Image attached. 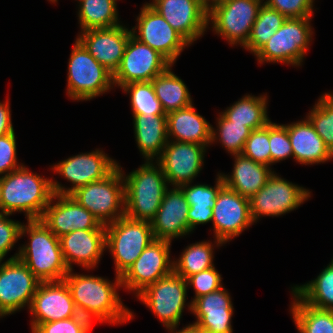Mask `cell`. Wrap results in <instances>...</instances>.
I'll list each match as a JSON object with an SVG mask.
<instances>
[{
    "instance_id": "ee69618b",
    "label": "cell",
    "mask_w": 333,
    "mask_h": 333,
    "mask_svg": "<svg viewBox=\"0 0 333 333\" xmlns=\"http://www.w3.org/2000/svg\"><path fill=\"white\" fill-rule=\"evenodd\" d=\"M313 2V0H266L264 4L291 19L311 18Z\"/></svg>"
},
{
    "instance_id": "9c48e42d",
    "label": "cell",
    "mask_w": 333,
    "mask_h": 333,
    "mask_svg": "<svg viewBox=\"0 0 333 333\" xmlns=\"http://www.w3.org/2000/svg\"><path fill=\"white\" fill-rule=\"evenodd\" d=\"M311 18L286 19L275 34L254 54L260 63L300 65L312 38Z\"/></svg>"
},
{
    "instance_id": "7dc6e473",
    "label": "cell",
    "mask_w": 333,
    "mask_h": 333,
    "mask_svg": "<svg viewBox=\"0 0 333 333\" xmlns=\"http://www.w3.org/2000/svg\"><path fill=\"white\" fill-rule=\"evenodd\" d=\"M16 159L15 132L0 136V174L6 175L22 167Z\"/></svg>"
},
{
    "instance_id": "5b68a950",
    "label": "cell",
    "mask_w": 333,
    "mask_h": 333,
    "mask_svg": "<svg viewBox=\"0 0 333 333\" xmlns=\"http://www.w3.org/2000/svg\"><path fill=\"white\" fill-rule=\"evenodd\" d=\"M123 175L118 165L104 179L82 186L70 195L92 213L101 224L115 222L125 215Z\"/></svg>"
},
{
    "instance_id": "7402d4cb",
    "label": "cell",
    "mask_w": 333,
    "mask_h": 333,
    "mask_svg": "<svg viewBox=\"0 0 333 333\" xmlns=\"http://www.w3.org/2000/svg\"><path fill=\"white\" fill-rule=\"evenodd\" d=\"M81 33L77 39L101 65L114 74L123 58L131 30L117 25Z\"/></svg>"
},
{
    "instance_id": "30bf717a",
    "label": "cell",
    "mask_w": 333,
    "mask_h": 333,
    "mask_svg": "<svg viewBox=\"0 0 333 333\" xmlns=\"http://www.w3.org/2000/svg\"><path fill=\"white\" fill-rule=\"evenodd\" d=\"M187 282L174 271L136 295L169 329L179 325L186 302Z\"/></svg>"
},
{
    "instance_id": "d6a6232c",
    "label": "cell",
    "mask_w": 333,
    "mask_h": 333,
    "mask_svg": "<svg viewBox=\"0 0 333 333\" xmlns=\"http://www.w3.org/2000/svg\"><path fill=\"white\" fill-rule=\"evenodd\" d=\"M292 291L306 304L323 310H333V259L318 277Z\"/></svg>"
},
{
    "instance_id": "1f68e13d",
    "label": "cell",
    "mask_w": 333,
    "mask_h": 333,
    "mask_svg": "<svg viewBox=\"0 0 333 333\" xmlns=\"http://www.w3.org/2000/svg\"><path fill=\"white\" fill-rule=\"evenodd\" d=\"M267 97L246 95L222 114L231 122L244 124L251 131L270 122L267 116Z\"/></svg>"
},
{
    "instance_id": "cb8c5ba5",
    "label": "cell",
    "mask_w": 333,
    "mask_h": 333,
    "mask_svg": "<svg viewBox=\"0 0 333 333\" xmlns=\"http://www.w3.org/2000/svg\"><path fill=\"white\" fill-rule=\"evenodd\" d=\"M197 317L194 323L204 333H232L233 306L229 293L222 287L198 297L188 305Z\"/></svg>"
},
{
    "instance_id": "74e56055",
    "label": "cell",
    "mask_w": 333,
    "mask_h": 333,
    "mask_svg": "<svg viewBox=\"0 0 333 333\" xmlns=\"http://www.w3.org/2000/svg\"><path fill=\"white\" fill-rule=\"evenodd\" d=\"M121 88L131 94L133 115H166L156 97L152 81L125 84Z\"/></svg>"
},
{
    "instance_id": "b9f144b4",
    "label": "cell",
    "mask_w": 333,
    "mask_h": 333,
    "mask_svg": "<svg viewBox=\"0 0 333 333\" xmlns=\"http://www.w3.org/2000/svg\"><path fill=\"white\" fill-rule=\"evenodd\" d=\"M271 164L293 157V150L286 125L269 122Z\"/></svg>"
},
{
    "instance_id": "ba28073f",
    "label": "cell",
    "mask_w": 333,
    "mask_h": 333,
    "mask_svg": "<svg viewBox=\"0 0 333 333\" xmlns=\"http://www.w3.org/2000/svg\"><path fill=\"white\" fill-rule=\"evenodd\" d=\"M264 0H217L208 6V21L231 45L244 47ZM262 3V4H261Z\"/></svg>"
},
{
    "instance_id": "8fae6325",
    "label": "cell",
    "mask_w": 333,
    "mask_h": 333,
    "mask_svg": "<svg viewBox=\"0 0 333 333\" xmlns=\"http://www.w3.org/2000/svg\"><path fill=\"white\" fill-rule=\"evenodd\" d=\"M172 65L158 51L130 35L120 65L113 74L114 85L152 81Z\"/></svg>"
},
{
    "instance_id": "836d02e7",
    "label": "cell",
    "mask_w": 333,
    "mask_h": 333,
    "mask_svg": "<svg viewBox=\"0 0 333 333\" xmlns=\"http://www.w3.org/2000/svg\"><path fill=\"white\" fill-rule=\"evenodd\" d=\"M291 312L300 333H333V310L314 308L293 292Z\"/></svg>"
},
{
    "instance_id": "d590c367",
    "label": "cell",
    "mask_w": 333,
    "mask_h": 333,
    "mask_svg": "<svg viewBox=\"0 0 333 333\" xmlns=\"http://www.w3.org/2000/svg\"><path fill=\"white\" fill-rule=\"evenodd\" d=\"M211 244L202 241L187 246L179 260L173 262V271L186 280L194 274L213 267V245Z\"/></svg>"
},
{
    "instance_id": "7bdbcfd3",
    "label": "cell",
    "mask_w": 333,
    "mask_h": 333,
    "mask_svg": "<svg viewBox=\"0 0 333 333\" xmlns=\"http://www.w3.org/2000/svg\"><path fill=\"white\" fill-rule=\"evenodd\" d=\"M92 322L82 315L41 323L32 333H88Z\"/></svg>"
},
{
    "instance_id": "9a60e30c",
    "label": "cell",
    "mask_w": 333,
    "mask_h": 333,
    "mask_svg": "<svg viewBox=\"0 0 333 333\" xmlns=\"http://www.w3.org/2000/svg\"><path fill=\"white\" fill-rule=\"evenodd\" d=\"M170 243L165 240H153L121 276L122 287L136 290L138 295L158 279L171 274L173 262L169 260Z\"/></svg>"
},
{
    "instance_id": "d4e9b609",
    "label": "cell",
    "mask_w": 333,
    "mask_h": 333,
    "mask_svg": "<svg viewBox=\"0 0 333 333\" xmlns=\"http://www.w3.org/2000/svg\"><path fill=\"white\" fill-rule=\"evenodd\" d=\"M60 247L69 270L72 262L93 268L105 247V229L74 230L59 237Z\"/></svg>"
},
{
    "instance_id": "6da1fadb",
    "label": "cell",
    "mask_w": 333,
    "mask_h": 333,
    "mask_svg": "<svg viewBox=\"0 0 333 333\" xmlns=\"http://www.w3.org/2000/svg\"><path fill=\"white\" fill-rule=\"evenodd\" d=\"M115 279L112 284L107 279L73 274L70 270L63 280L69 287L79 315L91 322L95 318L100 322L116 324L129 321L133 315L122 304L116 291V287L122 286L121 276L116 275Z\"/></svg>"
},
{
    "instance_id": "4316f807",
    "label": "cell",
    "mask_w": 333,
    "mask_h": 333,
    "mask_svg": "<svg viewBox=\"0 0 333 333\" xmlns=\"http://www.w3.org/2000/svg\"><path fill=\"white\" fill-rule=\"evenodd\" d=\"M293 158L301 164L323 163L333 158V153L308 119L286 125Z\"/></svg>"
},
{
    "instance_id": "f907efd6",
    "label": "cell",
    "mask_w": 333,
    "mask_h": 333,
    "mask_svg": "<svg viewBox=\"0 0 333 333\" xmlns=\"http://www.w3.org/2000/svg\"><path fill=\"white\" fill-rule=\"evenodd\" d=\"M214 1H217V0H204V2L209 6L210 5V2H214Z\"/></svg>"
},
{
    "instance_id": "f6af8a7d",
    "label": "cell",
    "mask_w": 333,
    "mask_h": 333,
    "mask_svg": "<svg viewBox=\"0 0 333 333\" xmlns=\"http://www.w3.org/2000/svg\"><path fill=\"white\" fill-rule=\"evenodd\" d=\"M221 275L215 267L203 270L186 279L187 285H192L195 289V298L207 295L222 288Z\"/></svg>"
},
{
    "instance_id": "7a4b0ae2",
    "label": "cell",
    "mask_w": 333,
    "mask_h": 333,
    "mask_svg": "<svg viewBox=\"0 0 333 333\" xmlns=\"http://www.w3.org/2000/svg\"><path fill=\"white\" fill-rule=\"evenodd\" d=\"M53 196L52 180L25 166L0 177V213L26 212L27 220L41 219Z\"/></svg>"
},
{
    "instance_id": "5bb4252c",
    "label": "cell",
    "mask_w": 333,
    "mask_h": 333,
    "mask_svg": "<svg viewBox=\"0 0 333 333\" xmlns=\"http://www.w3.org/2000/svg\"><path fill=\"white\" fill-rule=\"evenodd\" d=\"M117 166V162L99 150L70 157L54 165L52 169L72 182L73 187L64 189L52 180L53 194L70 195L82 186L104 179Z\"/></svg>"
},
{
    "instance_id": "bcb514c9",
    "label": "cell",
    "mask_w": 333,
    "mask_h": 333,
    "mask_svg": "<svg viewBox=\"0 0 333 333\" xmlns=\"http://www.w3.org/2000/svg\"><path fill=\"white\" fill-rule=\"evenodd\" d=\"M9 215L0 213V262L21 237L22 224L7 219Z\"/></svg>"
},
{
    "instance_id": "44dd1931",
    "label": "cell",
    "mask_w": 333,
    "mask_h": 333,
    "mask_svg": "<svg viewBox=\"0 0 333 333\" xmlns=\"http://www.w3.org/2000/svg\"><path fill=\"white\" fill-rule=\"evenodd\" d=\"M54 198L58 200L56 204H52ZM41 221L58 238L79 229H105V225L71 195L64 194H53Z\"/></svg>"
},
{
    "instance_id": "4fadbf2b",
    "label": "cell",
    "mask_w": 333,
    "mask_h": 333,
    "mask_svg": "<svg viewBox=\"0 0 333 333\" xmlns=\"http://www.w3.org/2000/svg\"><path fill=\"white\" fill-rule=\"evenodd\" d=\"M310 197V192L273 174L266 184L249 199L251 217L279 216L299 207Z\"/></svg>"
},
{
    "instance_id": "603a6c76",
    "label": "cell",
    "mask_w": 333,
    "mask_h": 333,
    "mask_svg": "<svg viewBox=\"0 0 333 333\" xmlns=\"http://www.w3.org/2000/svg\"><path fill=\"white\" fill-rule=\"evenodd\" d=\"M189 204L180 187L166 190L161 205L151 221L155 239L171 242L190 232L187 214Z\"/></svg>"
},
{
    "instance_id": "681fc988",
    "label": "cell",
    "mask_w": 333,
    "mask_h": 333,
    "mask_svg": "<svg viewBox=\"0 0 333 333\" xmlns=\"http://www.w3.org/2000/svg\"><path fill=\"white\" fill-rule=\"evenodd\" d=\"M175 329H176V327L169 328V330H171V332L173 331L172 333H204L203 330H201L194 324H190V325L184 327L182 330H179L178 332H174Z\"/></svg>"
},
{
    "instance_id": "484cf974",
    "label": "cell",
    "mask_w": 333,
    "mask_h": 333,
    "mask_svg": "<svg viewBox=\"0 0 333 333\" xmlns=\"http://www.w3.org/2000/svg\"><path fill=\"white\" fill-rule=\"evenodd\" d=\"M167 116V135L176 141L205 145L217 139L214 128L201 115L196 113L193 104L172 111Z\"/></svg>"
},
{
    "instance_id": "ffe728a7",
    "label": "cell",
    "mask_w": 333,
    "mask_h": 333,
    "mask_svg": "<svg viewBox=\"0 0 333 333\" xmlns=\"http://www.w3.org/2000/svg\"><path fill=\"white\" fill-rule=\"evenodd\" d=\"M29 309L33 314L32 332L41 323L67 319L79 314L64 280L40 282Z\"/></svg>"
},
{
    "instance_id": "c3c4849f",
    "label": "cell",
    "mask_w": 333,
    "mask_h": 333,
    "mask_svg": "<svg viewBox=\"0 0 333 333\" xmlns=\"http://www.w3.org/2000/svg\"><path fill=\"white\" fill-rule=\"evenodd\" d=\"M12 132H14V129L7 100L5 104L0 102V136Z\"/></svg>"
},
{
    "instance_id": "d6986e66",
    "label": "cell",
    "mask_w": 333,
    "mask_h": 333,
    "mask_svg": "<svg viewBox=\"0 0 333 333\" xmlns=\"http://www.w3.org/2000/svg\"><path fill=\"white\" fill-rule=\"evenodd\" d=\"M205 145L168 141L158 163L167 179L175 187L189 184L198 175L204 160Z\"/></svg>"
},
{
    "instance_id": "60d3db41",
    "label": "cell",
    "mask_w": 333,
    "mask_h": 333,
    "mask_svg": "<svg viewBox=\"0 0 333 333\" xmlns=\"http://www.w3.org/2000/svg\"><path fill=\"white\" fill-rule=\"evenodd\" d=\"M243 156L252 159L256 163L271 165V153L269 143V123L259 129L251 131L245 141Z\"/></svg>"
},
{
    "instance_id": "277c9868",
    "label": "cell",
    "mask_w": 333,
    "mask_h": 333,
    "mask_svg": "<svg viewBox=\"0 0 333 333\" xmlns=\"http://www.w3.org/2000/svg\"><path fill=\"white\" fill-rule=\"evenodd\" d=\"M157 165L158 168L148 160L139 169L123 177L125 216L148 222L154 219L168 189L162 168Z\"/></svg>"
},
{
    "instance_id": "3957f363",
    "label": "cell",
    "mask_w": 333,
    "mask_h": 333,
    "mask_svg": "<svg viewBox=\"0 0 333 333\" xmlns=\"http://www.w3.org/2000/svg\"><path fill=\"white\" fill-rule=\"evenodd\" d=\"M20 236L29 233L30 242L20 247L17 258L41 281H61L70 271L65 263L60 241L41 219L27 220Z\"/></svg>"
},
{
    "instance_id": "8d00e7d4",
    "label": "cell",
    "mask_w": 333,
    "mask_h": 333,
    "mask_svg": "<svg viewBox=\"0 0 333 333\" xmlns=\"http://www.w3.org/2000/svg\"><path fill=\"white\" fill-rule=\"evenodd\" d=\"M286 19L283 14L263 3L252 26L250 37L243 48L255 54L284 24Z\"/></svg>"
},
{
    "instance_id": "4dcf8cb0",
    "label": "cell",
    "mask_w": 333,
    "mask_h": 333,
    "mask_svg": "<svg viewBox=\"0 0 333 333\" xmlns=\"http://www.w3.org/2000/svg\"><path fill=\"white\" fill-rule=\"evenodd\" d=\"M171 66L152 80L156 97L165 114L192 104L185 83L171 71Z\"/></svg>"
},
{
    "instance_id": "f1b7e54d",
    "label": "cell",
    "mask_w": 333,
    "mask_h": 333,
    "mask_svg": "<svg viewBox=\"0 0 333 333\" xmlns=\"http://www.w3.org/2000/svg\"><path fill=\"white\" fill-rule=\"evenodd\" d=\"M135 138L146 161L160 156L168 143L166 115H133Z\"/></svg>"
},
{
    "instance_id": "e575fe53",
    "label": "cell",
    "mask_w": 333,
    "mask_h": 333,
    "mask_svg": "<svg viewBox=\"0 0 333 333\" xmlns=\"http://www.w3.org/2000/svg\"><path fill=\"white\" fill-rule=\"evenodd\" d=\"M117 0H79V23L82 31L120 25L116 9Z\"/></svg>"
},
{
    "instance_id": "52a82bcc",
    "label": "cell",
    "mask_w": 333,
    "mask_h": 333,
    "mask_svg": "<svg viewBox=\"0 0 333 333\" xmlns=\"http://www.w3.org/2000/svg\"><path fill=\"white\" fill-rule=\"evenodd\" d=\"M68 65L67 94L74 100H90L114 85L113 74L101 65L77 39Z\"/></svg>"
},
{
    "instance_id": "f35d334b",
    "label": "cell",
    "mask_w": 333,
    "mask_h": 333,
    "mask_svg": "<svg viewBox=\"0 0 333 333\" xmlns=\"http://www.w3.org/2000/svg\"><path fill=\"white\" fill-rule=\"evenodd\" d=\"M308 120L333 153V95L325 93L307 116Z\"/></svg>"
},
{
    "instance_id": "f546056e",
    "label": "cell",
    "mask_w": 333,
    "mask_h": 333,
    "mask_svg": "<svg viewBox=\"0 0 333 333\" xmlns=\"http://www.w3.org/2000/svg\"><path fill=\"white\" fill-rule=\"evenodd\" d=\"M217 176L215 187H210L205 184L190 185V187L189 184L180 186L190 206L187 214L190 232L193 231L197 224L212 221V212L216 203L217 194L224 186V180L221 174Z\"/></svg>"
},
{
    "instance_id": "ab89813d",
    "label": "cell",
    "mask_w": 333,
    "mask_h": 333,
    "mask_svg": "<svg viewBox=\"0 0 333 333\" xmlns=\"http://www.w3.org/2000/svg\"><path fill=\"white\" fill-rule=\"evenodd\" d=\"M219 141L233 155L243 152L245 141L249 137L251 130L244 124L229 121L223 114L219 115Z\"/></svg>"
},
{
    "instance_id": "e0dca14e",
    "label": "cell",
    "mask_w": 333,
    "mask_h": 333,
    "mask_svg": "<svg viewBox=\"0 0 333 333\" xmlns=\"http://www.w3.org/2000/svg\"><path fill=\"white\" fill-rule=\"evenodd\" d=\"M212 213L218 246L240 235L245 228L254 223L251 217L249 199L225 185L217 194Z\"/></svg>"
},
{
    "instance_id": "83f0119b",
    "label": "cell",
    "mask_w": 333,
    "mask_h": 333,
    "mask_svg": "<svg viewBox=\"0 0 333 333\" xmlns=\"http://www.w3.org/2000/svg\"><path fill=\"white\" fill-rule=\"evenodd\" d=\"M234 156L235 164L232 175H221L224 185L250 199L266 184L273 172L270 167L256 163L242 154Z\"/></svg>"
},
{
    "instance_id": "ac0fdd59",
    "label": "cell",
    "mask_w": 333,
    "mask_h": 333,
    "mask_svg": "<svg viewBox=\"0 0 333 333\" xmlns=\"http://www.w3.org/2000/svg\"><path fill=\"white\" fill-rule=\"evenodd\" d=\"M189 44L208 26V5L204 0H154L148 3Z\"/></svg>"
},
{
    "instance_id": "2e32d148",
    "label": "cell",
    "mask_w": 333,
    "mask_h": 333,
    "mask_svg": "<svg viewBox=\"0 0 333 333\" xmlns=\"http://www.w3.org/2000/svg\"><path fill=\"white\" fill-rule=\"evenodd\" d=\"M138 25L131 33L139 41L163 55L172 65L189 43L148 3L137 17ZM138 29L139 34L136 35Z\"/></svg>"
},
{
    "instance_id": "8992f818",
    "label": "cell",
    "mask_w": 333,
    "mask_h": 333,
    "mask_svg": "<svg viewBox=\"0 0 333 333\" xmlns=\"http://www.w3.org/2000/svg\"><path fill=\"white\" fill-rule=\"evenodd\" d=\"M155 240L151 222L127 216L105 225V247L110 249L116 274L122 276L144 249Z\"/></svg>"
},
{
    "instance_id": "7c38bea8",
    "label": "cell",
    "mask_w": 333,
    "mask_h": 333,
    "mask_svg": "<svg viewBox=\"0 0 333 333\" xmlns=\"http://www.w3.org/2000/svg\"><path fill=\"white\" fill-rule=\"evenodd\" d=\"M17 256L0 262V317L30 307L41 282Z\"/></svg>"
}]
</instances>
